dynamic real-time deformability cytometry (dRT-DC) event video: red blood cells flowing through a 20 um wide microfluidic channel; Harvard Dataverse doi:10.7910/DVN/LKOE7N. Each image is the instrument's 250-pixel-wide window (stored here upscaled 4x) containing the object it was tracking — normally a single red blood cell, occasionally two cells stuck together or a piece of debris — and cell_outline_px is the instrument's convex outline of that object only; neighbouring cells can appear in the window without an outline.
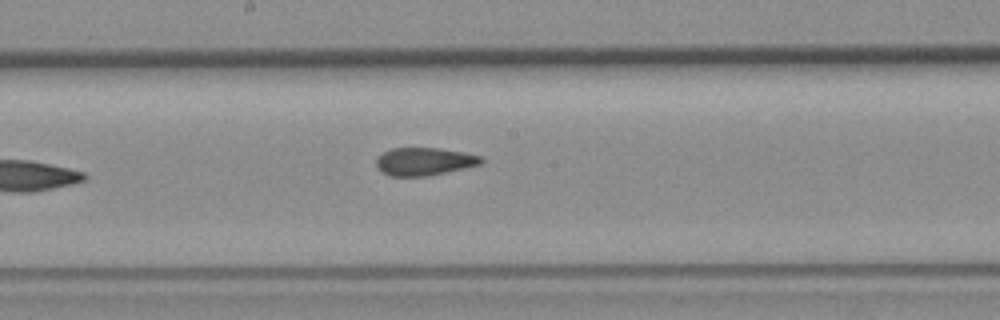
{"species": "common noctule bat (a hibernating species)", "species_latin": "Nyctalus noctula", "temperature_condition": "room temperature", "stored_images_in_passage": 8, "camera_frame_rate_fps": 3000, "um_per_image_px": 0.085, "animal": {"sex": "female", "body_mass_g": 19.3, "forearm_length_mm": 54.1}, "frame": {"image": 1, "passage_image": 8, "time_ms": 9.667, "image_size_px": [1000, 320], "cell_outline_px": [[484, 160], [480, 164], [464, 168], [428, 176], [392, 176], [384, 172], [376, 164], [376, 160], [384, 152], [392, 148], [436, 148], [464, 152], [484, 156]], "centroid_in_image_um": [36.12, 13.72], "position_along_channel_um": 212.1, "area_um2": 16.82}}